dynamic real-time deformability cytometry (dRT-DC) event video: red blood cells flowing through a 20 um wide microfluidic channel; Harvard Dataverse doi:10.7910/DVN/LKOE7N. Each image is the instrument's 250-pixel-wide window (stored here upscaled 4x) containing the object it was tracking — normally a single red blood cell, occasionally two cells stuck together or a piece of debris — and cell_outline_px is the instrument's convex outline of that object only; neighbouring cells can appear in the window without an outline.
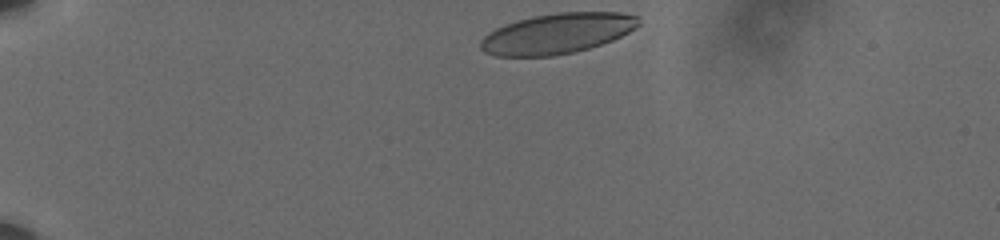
{"species": "human", "species_latin": "Homo sapiens", "temperature_condition": "cold", "stored_images_in_passage": 39, "camera_frame_rate_fps": 3000, "um_per_image_px": 0.085, "donor": {"sex": "male"}, "frame": {"image": 1, "passage_image": 1, "time_ms": 0.0, "image_size_px": [1000, 240], "cell_outline_px": [[640, 24], [636, 28], [612, 40], [588, 48], [572, 52], [552, 56], [496, 56], [484, 52], [480, 48], [480, 40], [488, 32], [504, 24], [516, 20], [532, 16], [560, 12], [620, 12], [640, 16]], "centroid_in_image_um": [47.35, 2.83], "position_along_channel_um": 37.7, "area_um2": 37.28}}
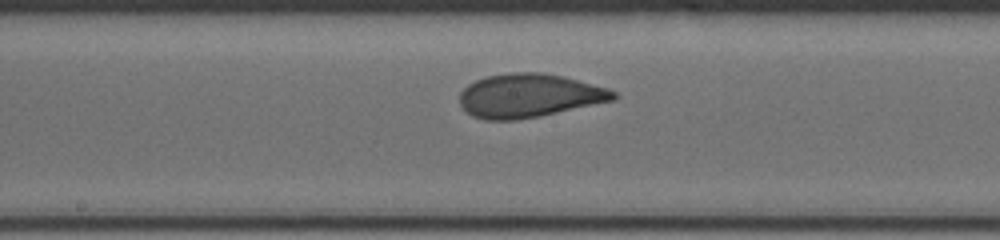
{"frame": {"image": 2, "passage_image": 21, "time_ms": 6.667, "image_size_px": [1000, 240], "cell_outline_px": [[616, 100], [540, 116], [516, 120], [484, 120], [472, 116], [460, 104], [460, 92], [468, 84], [476, 80], [488, 76], [512, 72], [540, 72], [564, 76], [608, 88], [616, 92]], "centroid_in_image_um": [44.99, 8.13], "position_along_channel_um": 203.2, "area_um2": 39.19}}
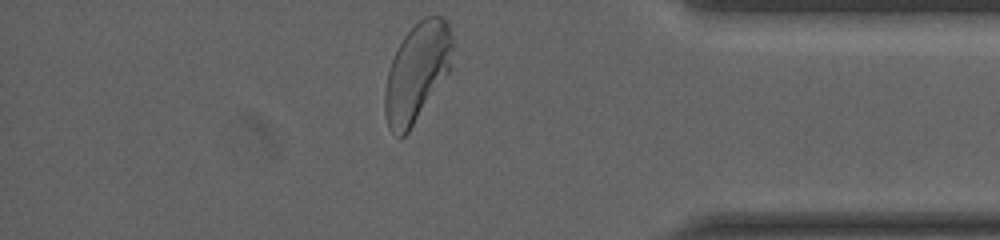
{"frame": {"image": 3, "passage_image": 39, "time_ms": 12.667, "image_size_px": [1000, 240], "cell_outline_px": [[452, 48], [448, 72], [408, 132], [404, 136], [396, 136], [388, 128], [384, 116], [384, 92], [388, 72], [396, 48], [404, 36], [424, 16], [440, 16], [448, 24], [452, 36]], "centroid_in_image_um": [35.4, 6.16], "position_along_channel_um": 399.8, "area_um2": 38.21}, "authors_computed_cell_mechanics": {"area_um2": 38.5526, "velocity_mm_per_s": 3.588, "shape_relaxation_time_tau1_ms": 4.2932, "shape_relaxation_time_tau2_ms": null, "deformation_change_tau1": 0.1498, "deformation_change_tau2": null}}